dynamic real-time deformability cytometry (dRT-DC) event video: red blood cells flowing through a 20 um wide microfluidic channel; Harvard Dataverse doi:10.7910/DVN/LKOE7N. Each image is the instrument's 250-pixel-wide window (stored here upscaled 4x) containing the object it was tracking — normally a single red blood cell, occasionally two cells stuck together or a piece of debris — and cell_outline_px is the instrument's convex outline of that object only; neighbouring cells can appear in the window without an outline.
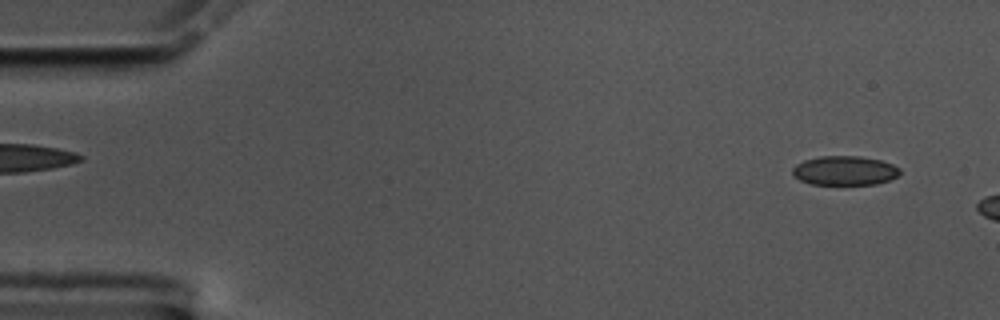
{"species": "common noctule bat (a hibernating species)", "species_latin": "Nyctalus noctula", "temperature_condition": "cold", "stored_images_in_passage": 8, "camera_frame_rate_fps": 3000, "um_per_image_px": 0.085, "animal": {"sex": "male", "body_mass_g": 17.5, "forearm_length_mm": 52.3}, "frame": {"image": 1, "passage_image": 3, "time_ms": 0.667, "image_size_px": [1000, 320], "cell_outline_px": [[900, 172], [896, 176], [888, 180], [876, 184], [812, 184], [800, 180], [792, 172], [792, 168], [796, 164], [804, 160], [820, 156], [860, 156], [880, 160], [892, 164], [900, 168]], "centroid_in_image_um": [71.79, 14.49], "position_along_channel_um": 13.2, "area_um2": 18.15}}